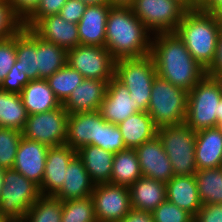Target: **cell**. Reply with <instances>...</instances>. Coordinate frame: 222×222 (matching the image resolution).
<instances>
[{
  "instance_id": "obj_39",
  "label": "cell",
  "mask_w": 222,
  "mask_h": 222,
  "mask_svg": "<svg viewBox=\"0 0 222 222\" xmlns=\"http://www.w3.org/2000/svg\"><path fill=\"white\" fill-rule=\"evenodd\" d=\"M23 23L15 16L8 0H0V39L15 36Z\"/></svg>"
},
{
  "instance_id": "obj_45",
  "label": "cell",
  "mask_w": 222,
  "mask_h": 222,
  "mask_svg": "<svg viewBox=\"0 0 222 222\" xmlns=\"http://www.w3.org/2000/svg\"><path fill=\"white\" fill-rule=\"evenodd\" d=\"M194 222H222V204H203Z\"/></svg>"
},
{
  "instance_id": "obj_54",
  "label": "cell",
  "mask_w": 222,
  "mask_h": 222,
  "mask_svg": "<svg viewBox=\"0 0 222 222\" xmlns=\"http://www.w3.org/2000/svg\"><path fill=\"white\" fill-rule=\"evenodd\" d=\"M4 175H5V168L0 167V195H1V190L4 185Z\"/></svg>"
},
{
  "instance_id": "obj_48",
  "label": "cell",
  "mask_w": 222,
  "mask_h": 222,
  "mask_svg": "<svg viewBox=\"0 0 222 222\" xmlns=\"http://www.w3.org/2000/svg\"><path fill=\"white\" fill-rule=\"evenodd\" d=\"M221 3L222 0H199L197 9L202 12L212 13Z\"/></svg>"
},
{
  "instance_id": "obj_26",
  "label": "cell",
  "mask_w": 222,
  "mask_h": 222,
  "mask_svg": "<svg viewBox=\"0 0 222 222\" xmlns=\"http://www.w3.org/2000/svg\"><path fill=\"white\" fill-rule=\"evenodd\" d=\"M19 95L28 115L52 111L62 105L46 79L31 80Z\"/></svg>"
},
{
  "instance_id": "obj_40",
  "label": "cell",
  "mask_w": 222,
  "mask_h": 222,
  "mask_svg": "<svg viewBox=\"0 0 222 222\" xmlns=\"http://www.w3.org/2000/svg\"><path fill=\"white\" fill-rule=\"evenodd\" d=\"M16 63V35L0 39V84Z\"/></svg>"
},
{
  "instance_id": "obj_46",
  "label": "cell",
  "mask_w": 222,
  "mask_h": 222,
  "mask_svg": "<svg viewBox=\"0 0 222 222\" xmlns=\"http://www.w3.org/2000/svg\"><path fill=\"white\" fill-rule=\"evenodd\" d=\"M206 75L222 79V29L218 37L214 60L206 69Z\"/></svg>"
},
{
  "instance_id": "obj_17",
  "label": "cell",
  "mask_w": 222,
  "mask_h": 222,
  "mask_svg": "<svg viewBox=\"0 0 222 222\" xmlns=\"http://www.w3.org/2000/svg\"><path fill=\"white\" fill-rule=\"evenodd\" d=\"M108 82L97 79H84L62 103L68 114L94 112L100 109Z\"/></svg>"
},
{
  "instance_id": "obj_28",
  "label": "cell",
  "mask_w": 222,
  "mask_h": 222,
  "mask_svg": "<svg viewBox=\"0 0 222 222\" xmlns=\"http://www.w3.org/2000/svg\"><path fill=\"white\" fill-rule=\"evenodd\" d=\"M16 60L18 68L30 80L39 79L37 67V34L30 28L23 27L16 34Z\"/></svg>"
},
{
  "instance_id": "obj_2",
  "label": "cell",
  "mask_w": 222,
  "mask_h": 222,
  "mask_svg": "<svg viewBox=\"0 0 222 222\" xmlns=\"http://www.w3.org/2000/svg\"><path fill=\"white\" fill-rule=\"evenodd\" d=\"M105 47L115 61L150 55L152 34L130 7L113 6L106 23Z\"/></svg>"
},
{
  "instance_id": "obj_24",
  "label": "cell",
  "mask_w": 222,
  "mask_h": 222,
  "mask_svg": "<svg viewBox=\"0 0 222 222\" xmlns=\"http://www.w3.org/2000/svg\"><path fill=\"white\" fill-rule=\"evenodd\" d=\"M131 208L153 212L166 200V183L141 176L130 187Z\"/></svg>"
},
{
  "instance_id": "obj_22",
  "label": "cell",
  "mask_w": 222,
  "mask_h": 222,
  "mask_svg": "<svg viewBox=\"0 0 222 222\" xmlns=\"http://www.w3.org/2000/svg\"><path fill=\"white\" fill-rule=\"evenodd\" d=\"M194 154L197 170L222 166V127L196 131Z\"/></svg>"
},
{
  "instance_id": "obj_13",
  "label": "cell",
  "mask_w": 222,
  "mask_h": 222,
  "mask_svg": "<svg viewBox=\"0 0 222 222\" xmlns=\"http://www.w3.org/2000/svg\"><path fill=\"white\" fill-rule=\"evenodd\" d=\"M142 111L130 98L128 88L114 76L108 82L106 94L99 109L102 118L117 125L132 114Z\"/></svg>"
},
{
  "instance_id": "obj_47",
  "label": "cell",
  "mask_w": 222,
  "mask_h": 222,
  "mask_svg": "<svg viewBox=\"0 0 222 222\" xmlns=\"http://www.w3.org/2000/svg\"><path fill=\"white\" fill-rule=\"evenodd\" d=\"M119 222H153L152 212L131 209Z\"/></svg>"
},
{
  "instance_id": "obj_21",
  "label": "cell",
  "mask_w": 222,
  "mask_h": 222,
  "mask_svg": "<svg viewBox=\"0 0 222 222\" xmlns=\"http://www.w3.org/2000/svg\"><path fill=\"white\" fill-rule=\"evenodd\" d=\"M95 184L81 159L75 155L68 164L62 187L53 195L63 202L91 196Z\"/></svg>"
},
{
  "instance_id": "obj_11",
  "label": "cell",
  "mask_w": 222,
  "mask_h": 222,
  "mask_svg": "<svg viewBox=\"0 0 222 222\" xmlns=\"http://www.w3.org/2000/svg\"><path fill=\"white\" fill-rule=\"evenodd\" d=\"M69 114L61 105L52 111L28 115L22 137L56 146L65 143Z\"/></svg>"
},
{
  "instance_id": "obj_44",
  "label": "cell",
  "mask_w": 222,
  "mask_h": 222,
  "mask_svg": "<svg viewBox=\"0 0 222 222\" xmlns=\"http://www.w3.org/2000/svg\"><path fill=\"white\" fill-rule=\"evenodd\" d=\"M41 0H8L15 16L24 23L38 8Z\"/></svg>"
},
{
  "instance_id": "obj_19",
  "label": "cell",
  "mask_w": 222,
  "mask_h": 222,
  "mask_svg": "<svg viewBox=\"0 0 222 222\" xmlns=\"http://www.w3.org/2000/svg\"><path fill=\"white\" fill-rule=\"evenodd\" d=\"M112 7L111 4L87 5L77 24L80 45L105 47L107 16Z\"/></svg>"
},
{
  "instance_id": "obj_1",
  "label": "cell",
  "mask_w": 222,
  "mask_h": 222,
  "mask_svg": "<svg viewBox=\"0 0 222 222\" xmlns=\"http://www.w3.org/2000/svg\"><path fill=\"white\" fill-rule=\"evenodd\" d=\"M150 56L159 77L187 92L206 75L175 32L152 35Z\"/></svg>"
},
{
  "instance_id": "obj_30",
  "label": "cell",
  "mask_w": 222,
  "mask_h": 222,
  "mask_svg": "<svg viewBox=\"0 0 222 222\" xmlns=\"http://www.w3.org/2000/svg\"><path fill=\"white\" fill-rule=\"evenodd\" d=\"M67 64V50L37 35L39 79H47Z\"/></svg>"
},
{
  "instance_id": "obj_8",
  "label": "cell",
  "mask_w": 222,
  "mask_h": 222,
  "mask_svg": "<svg viewBox=\"0 0 222 222\" xmlns=\"http://www.w3.org/2000/svg\"><path fill=\"white\" fill-rule=\"evenodd\" d=\"M114 76L128 88L134 103L147 112L152 84L157 76L151 56L115 61Z\"/></svg>"
},
{
  "instance_id": "obj_37",
  "label": "cell",
  "mask_w": 222,
  "mask_h": 222,
  "mask_svg": "<svg viewBox=\"0 0 222 222\" xmlns=\"http://www.w3.org/2000/svg\"><path fill=\"white\" fill-rule=\"evenodd\" d=\"M21 138V131L0 127V167L13 168Z\"/></svg>"
},
{
  "instance_id": "obj_34",
  "label": "cell",
  "mask_w": 222,
  "mask_h": 222,
  "mask_svg": "<svg viewBox=\"0 0 222 222\" xmlns=\"http://www.w3.org/2000/svg\"><path fill=\"white\" fill-rule=\"evenodd\" d=\"M46 80L50 89L62 104L71 92L82 83L84 77L79 71L66 64Z\"/></svg>"
},
{
  "instance_id": "obj_14",
  "label": "cell",
  "mask_w": 222,
  "mask_h": 222,
  "mask_svg": "<svg viewBox=\"0 0 222 222\" xmlns=\"http://www.w3.org/2000/svg\"><path fill=\"white\" fill-rule=\"evenodd\" d=\"M135 151L142 176L164 183H167L174 176L171 162L158 135L143 142L135 148Z\"/></svg>"
},
{
  "instance_id": "obj_36",
  "label": "cell",
  "mask_w": 222,
  "mask_h": 222,
  "mask_svg": "<svg viewBox=\"0 0 222 222\" xmlns=\"http://www.w3.org/2000/svg\"><path fill=\"white\" fill-rule=\"evenodd\" d=\"M94 145L113 154L127 149L119 127L116 124L105 121L100 112L98 141H94Z\"/></svg>"
},
{
  "instance_id": "obj_16",
  "label": "cell",
  "mask_w": 222,
  "mask_h": 222,
  "mask_svg": "<svg viewBox=\"0 0 222 222\" xmlns=\"http://www.w3.org/2000/svg\"><path fill=\"white\" fill-rule=\"evenodd\" d=\"M76 150L66 143L49 146L43 180L39 186L41 195H54L63 185L66 170Z\"/></svg>"
},
{
  "instance_id": "obj_23",
  "label": "cell",
  "mask_w": 222,
  "mask_h": 222,
  "mask_svg": "<svg viewBox=\"0 0 222 222\" xmlns=\"http://www.w3.org/2000/svg\"><path fill=\"white\" fill-rule=\"evenodd\" d=\"M166 199L193 217L202 207L194 175L173 176L166 183Z\"/></svg>"
},
{
  "instance_id": "obj_33",
  "label": "cell",
  "mask_w": 222,
  "mask_h": 222,
  "mask_svg": "<svg viewBox=\"0 0 222 222\" xmlns=\"http://www.w3.org/2000/svg\"><path fill=\"white\" fill-rule=\"evenodd\" d=\"M63 201L53 195H41L21 222H61Z\"/></svg>"
},
{
  "instance_id": "obj_43",
  "label": "cell",
  "mask_w": 222,
  "mask_h": 222,
  "mask_svg": "<svg viewBox=\"0 0 222 222\" xmlns=\"http://www.w3.org/2000/svg\"><path fill=\"white\" fill-rule=\"evenodd\" d=\"M87 5L81 0H67L61 8L59 15L67 22L78 24L83 16Z\"/></svg>"
},
{
  "instance_id": "obj_10",
  "label": "cell",
  "mask_w": 222,
  "mask_h": 222,
  "mask_svg": "<svg viewBox=\"0 0 222 222\" xmlns=\"http://www.w3.org/2000/svg\"><path fill=\"white\" fill-rule=\"evenodd\" d=\"M67 64L84 79L109 82L115 73V60L106 47L78 45L67 51Z\"/></svg>"
},
{
  "instance_id": "obj_9",
  "label": "cell",
  "mask_w": 222,
  "mask_h": 222,
  "mask_svg": "<svg viewBox=\"0 0 222 222\" xmlns=\"http://www.w3.org/2000/svg\"><path fill=\"white\" fill-rule=\"evenodd\" d=\"M129 7L152 35L175 32L188 11L177 0H134Z\"/></svg>"
},
{
  "instance_id": "obj_51",
  "label": "cell",
  "mask_w": 222,
  "mask_h": 222,
  "mask_svg": "<svg viewBox=\"0 0 222 222\" xmlns=\"http://www.w3.org/2000/svg\"><path fill=\"white\" fill-rule=\"evenodd\" d=\"M86 5H105L110 4L109 0H81Z\"/></svg>"
},
{
  "instance_id": "obj_7",
  "label": "cell",
  "mask_w": 222,
  "mask_h": 222,
  "mask_svg": "<svg viewBox=\"0 0 222 222\" xmlns=\"http://www.w3.org/2000/svg\"><path fill=\"white\" fill-rule=\"evenodd\" d=\"M0 214L7 222H21L41 196L39 186L14 169H5Z\"/></svg>"
},
{
  "instance_id": "obj_55",
  "label": "cell",
  "mask_w": 222,
  "mask_h": 222,
  "mask_svg": "<svg viewBox=\"0 0 222 222\" xmlns=\"http://www.w3.org/2000/svg\"><path fill=\"white\" fill-rule=\"evenodd\" d=\"M0 222H7L6 219L0 214Z\"/></svg>"
},
{
  "instance_id": "obj_29",
  "label": "cell",
  "mask_w": 222,
  "mask_h": 222,
  "mask_svg": "<svg viewBox=\"0 0 222 222\" xmlns=\"http://www.w3.org/2000/svg\"><path fill=\"white\" fill-rule=\"evenodd\" d=\"M142 176L135 149L127 148L114 154L110 183L130 187Z\"/></svg>"
},
{
  "instance_id": "obj_41",
  "label": "cell",
  "mask_w": 222,
  "mask_h": 222,
  "mask_svg": "<svg viewBox=\"0 0 222 222\" xmlns=\"http://www.w3.org/2000/svg\"><path fill=\"white\" fill-rule=\"evenodd\" d=\"M67 0H41L36 11L23 23V27L32 29L42 18L59 14Z\"/></svg>"
},
{
  "instance_id": "obj_5",
  "label": "cell",
  "mask_w": 222,
  "mask_h": 222,
  "mask_svg": "<svg viewBox=\"0 0 222 222\" xmlns=\"http://www.w3.org/2000/svg\"><path fill=\"white\" fill-rule=\"evenodd\" d=\"M222 79L205 75L189 92L185 123L194 131L217 127Z\"/></svg>"
},
{
  "instance_id": "obj_3",
  "label": "cell",
  "mask_w": 222,
  "mask_h": 222,
  "mask_svg": "<svg viewBox=\"0 0 222 222\" xmlns=\"http://www.w3.org/2000/svg\"><path fill=\"white\" fill-rule=\"evenodd\" d=\"M222 24L212 13L188 10L175 33L193 58L205 69L213 62Z\"/></svg>"
},
{
  "instance_id": "obj_20",
  "label": "cell",
  "mask_w": 222,
  "mask_h": 222,
  "mask_svg": "<svg viewBox=\"0 0 222 222\" xmlns=\"http://www.w3.org/2000/svg\"><path fill=\"white\" fill-rule=\"evenodd\" d=\"M99 110L69 114L65 143L74 150L98 141Z\"/></svg>"
},
{
  "instance_id": "obj_4",
  "label": "cell",
  "mask_w": 222,
  "mask_h": 222,
  "mask_svg": "<svg viewBox=\"0 0 222 222\" xmlns=\"http://www.w3.org/2000/svg\"><path fill=\"white\" fill-rule=\"evenodd\" d=\"M187 103V91L174 86L158 75L155 77L147 113L157 129L184 123Z\"/></svg>"
},
{
  "instance_id": "obj_25",
  "label": "cell",
  "mask_w": 222,
  "mask_h": 222,
  "mask_svg": "<svg viewBox=\"0 0 222 222\" xmlns=\"http://www.w3.org/2000/svg\"><path fill=\"white\" fill-rule=\"evenodd\" d=\"M76 155L84 163V167L95 185L110 183L113 153L89 144L79 148Z\"/></svg>"
},
{
  "instance_id": "obj_12",
  "label": "cell",
  "mask_w": 222,
  "mask_h": 222,
  "mask_svg": "<svg viewBox=\"0 0 222 222\" xmlns=\"http://www.w3.org/2000/svg\"><path fill=\"white\" fill-rule=\"evenodd\" d=\"M91 198L97 222H119L132 209L130 190L127 186L97 184Z\"/></svg>"
},
{
  "instance_id": "obj_50",
  "label": "cell",
  "mask_w": 222,
  "mask_h": 222,
  "mask_svg": "<svg viewBox=\"0 0 222 222\" xmlns=\"http://www.w3.org/2000/svg\"><path fill=\"white\" fill-rule=\"evenodd\" d=\"M134 0H109L112 6L129 7Z\"/></svg>"
},
{
  "instance_id": "obj_49",
  "label": "cell",
  "mask_w": 222,
  "mask_h": 222,
  "mask_svg": "<svg viewBox=\"0 0 222 222\" xmlns=\"http://www.w3.org/2000/svg\"><path fill=\"white\" fill-rule=\"evenodd\" d=\"M180 2L187 10H196L199 0H177Z\"/></svg>"
},
{
  "instance_id": "obj_52",
  "label": "cell",
  "mask_w": 222,
  "mask_h": 222,
  "mask_svg": "<svg viewBox=\"0 0 222 222\" xmlns=\"http://www.w3.org/2000/svg\"><path fill=\"white\" fill-rule=\"evenodd\" d=\"M212 14L222 24V3L212 12Z\"/></svg>"
},
{
  "instance_id": "obj_35",
  "label": "cell",
  "mask_w": 222,
  "mask_h": 222,
  "mask_svg": "<svg viewBox=\"0 0 222 222\" xmlns=\"http://www.w3.org/2000/svg\"><path fill=\"white\" fill-rule=\"evenodd\" d=\"M61 222H97L91 196L64 201Z\"/></svg>"
},
{
  "instance_id": "obj_15",
  "label": "cell",
  "mask_w": 222,
  "mask_h": 222,
  "mask_svg": "<svg viewBox=\"0 0 222 222\" xmlns=\"http://www.w3.org/2000/svg\"><path fill=\"white\" fill-rule=\"evenodd\" d=\"M48 149L49 146L43 143L22 137L12 169L40 186L43 180Z\"/></svg>"
},
{
  "instance_id": "obj_42",
  "label": "cell",
  "mask_w": 222,
  "mask_h": 222,
  "mask_svg": "<svg viewBox=\"0 0 222 222\" xmlns=\"http://www.w3.org/2000/svg\"><path fill=\"white\" fill-rule=\"evenodd\" d=\"M30 81L31 80L28 78V76L18 68V61L16 60V63L0 84V90L20 94L22 89Z\"/></svg>"
},
{
  "instance_id": "obj_6",
  "label": "cell",
  "mask_w": 222,
  "mask_h": 222,
  "mask_svg": "<svg viewBox=\"0 0 222 222\" xmlns=\"http://www.w3.org/2000/svg\"><path fill=\"white\" fill-rule=\"evenodd\" d=\"M157 135L171 162L174 176L195 175L198 171L194 154L196 131L184 122L159 128Z\"/></svg>"
},
{
  "instance_id": "obj_27",
  "label": "cell",
  "mask_w": 222,
  "mask_h": 222,
  "mask_svg": "<svg viewBox=\"0 0 222 222\" xmlns=\"http://www.w3.org/2000/svg\"><path fill=\"white\" fill-rule=\"evenodd\" d=\"M126 148L135 149L157 135V128L146 111L136 112L117 124Z\"/></svg>"
},
{
  "instance_id": "obj_32",
  "label": "cell",
  "mask_w": 222,
  "mask_h": 222,
  "mask_svg": "<svg viewBox=\"0 0 222 222\" xmlns=\"http://www.w3.org/2000/svg\"><path fill=\"white\" fill-rule=\"evenodd\" d=\"M194 176L202 204H222V166L198 170Z\"/></svg>"
},
{
  "instance_id": "obj_18",
  "label": "cell",
  "mask_w": 222,
  "mask_h": 222,
  "mask_svg": "<svg viewBox=\"0 0 222 222\" xmlns=\"http://www.w3.org/2000/svg\"><path fill=\"white\" fill-rule=\"evenodd\" d=\"M32 30L43 40L66 49L80 45L77 24L67 22L59 14L42 18Z\"/></svg>"
},
{
  "instance_id": "obj_31",
  "label": "cell",
  "mask_w": 222,
  "mask_h": 222,
  "mask_svg": "<svg viewBox=\"0 0 222 222\" xmlns=\"http://www.w3.org/2000/svg\"><path fill=\"white\" fill-rule=\"evenodd\" d=\"M28 113L18 93L0 90V127L22 132Z\"/></svg>"
},
{
  "instance_id": "obj_53",
  "label": "cell",
  "mask_w": 222,
  "mask_h": 222,
  "mask_svg": "<svg viewBox=\"0 0 222 222\" xmlns=\"http://www.w3.org/2000/svg\"><path fill=\"white\" fill-rule=\"evenodd\" d=\"M222 127V99L220 100L219 103V109L217 112V127Z\"/></svg>"
},
{
  "instance_id": "obj_38",
  "label": "cell",
  "mask_w": 222,
  "mask_h": 222,
  "mask_svg": "<svg viewBox=\"0 0 222 222\" xmlns=\"http://www.w3.org/2000/svg\"><path fill=\"white\" fill-rule=\"evenodd\" d=\"M153 222H193L194 217L167 199L153 212Z\"/></svg>"
}]
</instances>
